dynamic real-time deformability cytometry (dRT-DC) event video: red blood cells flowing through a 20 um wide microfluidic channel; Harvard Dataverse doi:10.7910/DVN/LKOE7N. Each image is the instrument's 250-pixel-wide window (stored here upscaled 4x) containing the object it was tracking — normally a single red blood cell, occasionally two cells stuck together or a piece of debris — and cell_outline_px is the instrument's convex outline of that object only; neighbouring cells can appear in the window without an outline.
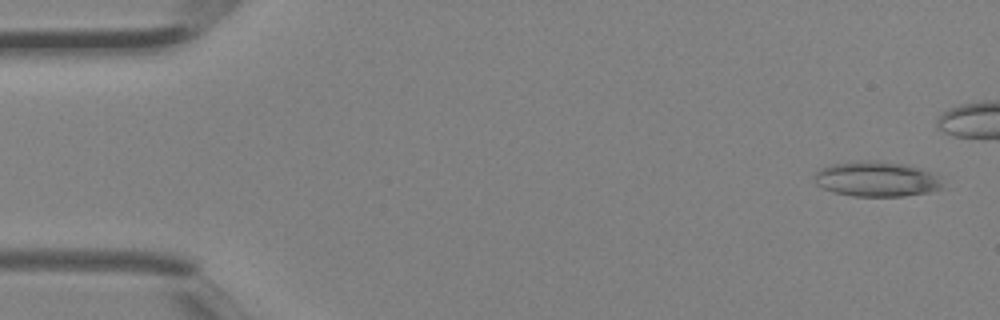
{"species": "Egyptian fruit bat (a non-hibernating species)", "species_latin": "Rousettus aegyptiacus", "temperature_condition": "room temperature", "stored_images_in_passage": 6, "camera_frame_rate_fps": 3000, "um_per_image_px": 0.085, "animal": {"sex": "female"}, "frame": {"image": 1, "passage_image": 1, "time_ms": 0.0, "image_size_px": [1000, 320], "cell_outline_px": [[944, 188], [928, 192], [904, 196], [852, 196], [832, 192], [816, 184], [816, 172], [820, 168], [832, 164], [860, 160], [876, 160], [908, 164], [920, 168], [940, 176]], "centroid_in_image_um": [74.54, 15.21], "position_along_channel_um": 10.5, "area_um2": 26.47}}
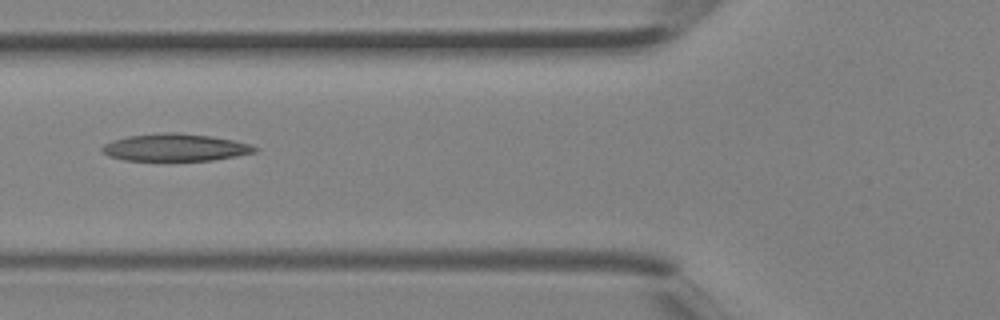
{"frame": {"image": 2, "passage_image": 6, "time_ms": 1.667, "image_size_px": [1000, 320], "cell_outline_px": [[260, 148], [256, 152], [236, 156], [212, 160], [124, 160], [108, 156], [100, 148], [104, 144], [112, 140], [128, 136], [164, 132], [176, 132], [212, 136], [232, 140], [248, 144]], "centroid_in_image_um": [14.89, 12.53], "position_along_channel_um": 110.9, "area_um2": 24.22}}